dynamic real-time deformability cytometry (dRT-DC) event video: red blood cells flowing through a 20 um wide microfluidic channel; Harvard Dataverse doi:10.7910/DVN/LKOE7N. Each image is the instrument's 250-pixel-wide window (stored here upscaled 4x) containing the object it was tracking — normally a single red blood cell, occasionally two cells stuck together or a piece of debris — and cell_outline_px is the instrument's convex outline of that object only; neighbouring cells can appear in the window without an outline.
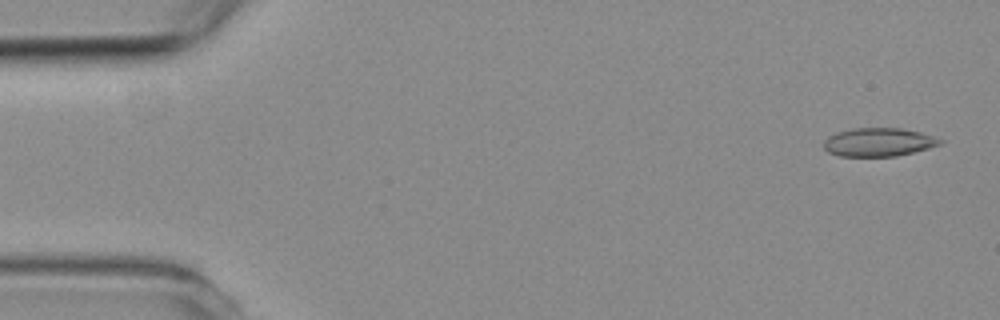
{"species": "common noctule bat (a hibernating species)", "species_latin": "Nyctalus noctula", "temperature_condition": "room temperature", "stored_images_in_passage": 6, "segment_of_instrument_passage": [2, 2], "camera_frame_rate_fps": 3000, "um_per_image_px": 0.085, "animal": {"sex": "female", "body_mass_g": 19.3, "forearm_length_mm": 54.1}, "frame": {"image": 1, "passage_image": 6, "time_ms": 6.0, "image_size_px": [1000, 320], "cell_outline_px": [[944, 140], [940, 144], [928, 148], [896, 156], [840, 156], [828, 152], [824, 148], [824, 140], [828, 136], [852, 128], [900, 128], [920, 132]], "centroid_in_image_um": [74.66, 12.08], "position_along_channel_um": 10.3, "area_um2": 19.07}}